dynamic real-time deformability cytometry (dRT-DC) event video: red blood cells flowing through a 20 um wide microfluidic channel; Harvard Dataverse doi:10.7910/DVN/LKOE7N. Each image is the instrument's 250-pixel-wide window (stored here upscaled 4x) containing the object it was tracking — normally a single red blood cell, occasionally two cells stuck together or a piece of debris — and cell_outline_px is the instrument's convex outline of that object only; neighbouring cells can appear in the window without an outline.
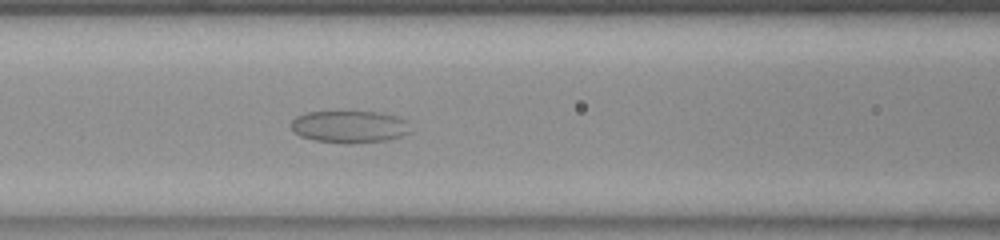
{"species": "common noctule bat (a hibernating species)", "species_latin": "Nyctalus noctula", "temperature_condition": "room temperature", "stored_images_in_passage": 48, "camera_frame_rate_fps": 3000, "um_per_image_px": 0.085, "animal": {"sex": "female", "body_mass_g": 23.0, "forearm_length_mm": 53.4}, "frame": {"image": 1, "passage_image": 23, "time_ms": 7.333, "image_size_px": [1000, 240], "cell_outline_px": [[408, 132], [400, 136], [388, 140], [348, 144], [344, 144], [316, 140], [300, 136], [292, 128], [292, 120], [296, 116], [308, 112], [380, 112], [396, 116], [408, 120]], "centroid_in_image_um": [29.71, 10.77], "position_along_channel_um": 136.9, "area_um2": 22.25}}
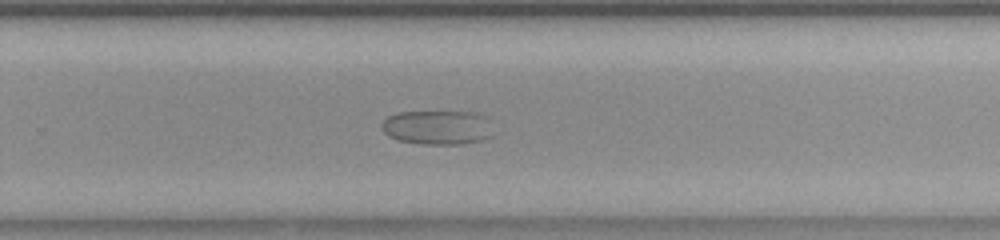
{"frame": {"image": 2, "passage_image": 36, "time_ms": 11.667, "image_size_px": [1000, 240], "cell_outline_px": [[492, 136], [480, 140], [460, 144], [424, 144], [400, 140], [388, 136], [384, 132], [384, 120], [388, 116], [400, 112], [476, 112], [484, 116]], "centroid_in_image_um": [37.17, 10.83], "position_along_channel_um": 292.6, "area_um2": 21.73}}
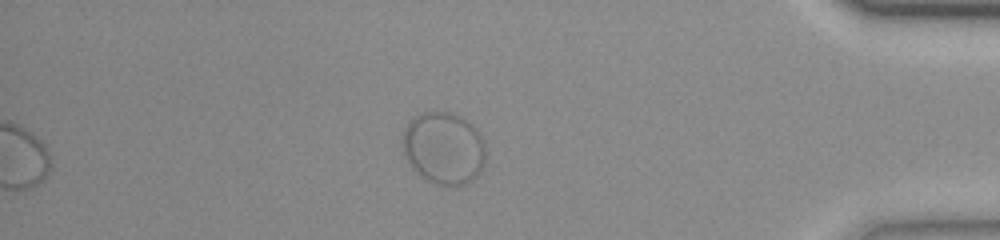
{"frame": {"image": 3, "passage_image": 48, "time_ms": 15.667, "image_size_px": [1000, 240], "cell_outline_px": [[484, 160], [480, 172], [472, 180], [460, 184], [440, 184], [428, 180], [408, 160], [404, 152], [404, 128], [416, 116], [424, 112], [444, 112], [456, 116], [472, 124], [476, 128], [484, 144]], "centroid_in_image_um": [37.74, 12.57], "position_along_channel_um": 397.5, "area_um2": 33.58}}